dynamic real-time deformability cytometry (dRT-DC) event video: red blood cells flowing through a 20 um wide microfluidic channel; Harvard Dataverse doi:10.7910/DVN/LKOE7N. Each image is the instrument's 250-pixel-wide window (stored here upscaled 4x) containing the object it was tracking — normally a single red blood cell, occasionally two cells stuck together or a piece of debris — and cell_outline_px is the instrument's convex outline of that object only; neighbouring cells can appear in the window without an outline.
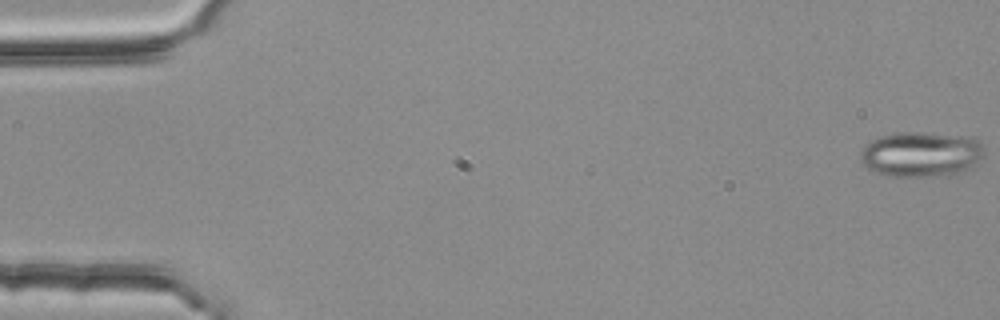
{"species": "common noctule bat (a hibernating species)", "species_latin": "Nyctalus noctula", "temperature_condition": "room temperature", "stored_images_in_passage": 6, "camera_frame_rate_fps": 3000, "um_per_image_px": 0.085, "animal": {"sex": "female", "body_mass_g": 25.1}, "frame": {"image": 1, "passage_image": 1, "time_ms": 0.0, "image_size_px": [1000, 320], "cell_outline_px": [[984, 156], [976, 168], [964, 172], [948, 176], [888, 176], [876, 172], [868, 168], [860, 160], [860, 152], [872, 140], [884, 136], [904, 132], [916, 132], [976, 140], [984, 144]], "centroid_in_image_um": [78.35, 13.17], "position_along_channel_um": 6.6, "area_um2": 32.31}}